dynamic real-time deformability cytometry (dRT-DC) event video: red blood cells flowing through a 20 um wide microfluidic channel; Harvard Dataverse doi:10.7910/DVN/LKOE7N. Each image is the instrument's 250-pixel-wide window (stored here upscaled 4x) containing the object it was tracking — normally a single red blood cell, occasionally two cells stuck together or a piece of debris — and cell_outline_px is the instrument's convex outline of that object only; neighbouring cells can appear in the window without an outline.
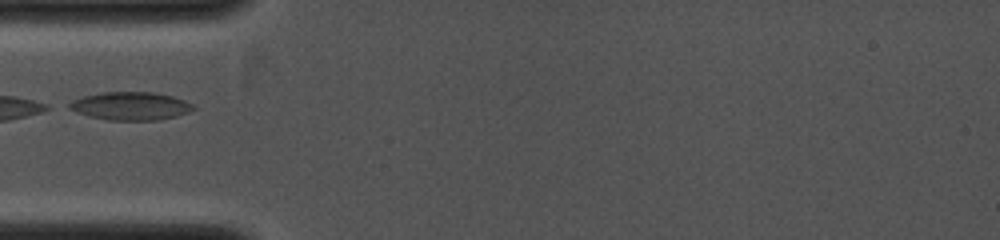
{"species": "common noctule bat (a hibernating species)", "species_latin": "Nyctalus noctula", "temperature_condition": "cold", "stored_images_in_passage": 9, "camera_frame_rate_fps": 4000, "um_per_image_px": 0.085, "animal": {"sex": "female", "body_mass_g": 19.0, "forearm_length_mm": 53.3}, "frame": {"image": 1, "passage_image": 1, "time_ms": 0.0, "image_size_px": [1000, 240], "cell_outline_px": [[196, 108], [188, 112], [176, 116], [156, 120], [108, 120], [88, 116], [76, 112], [68, 108], [64, 104], [72, 100], [84, 96], [104, 92], [152, 92], [172, 96], [184, 100], [192, 104]], "centroid_in_image_um": [11.05, 9.01], "position_along_channel_um": 73.9, "area_um2": 20.35}}
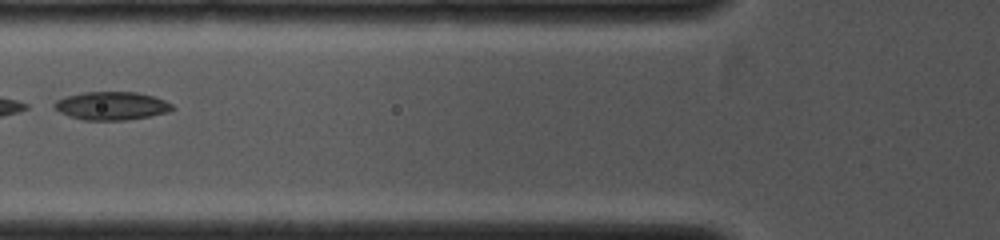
{"frame": {"image": 2, "passage_image": 2, "time_ms": 0.75, "image_size_px": [1000, 240], "cell_outline_px": [[176, 108], [168, 112], [148, 116], [124, 120], [84, 120], [68, 116], [52, 108], [52, 104], [56, 100], [64, 96], [84, 92], [136, 92], [152, 96], [164, 100], [172, 104]], "centroid_in_image_um": [9.43, 8.99], "position_along_channel_um": 116.4, "area_um2": 19.48}}